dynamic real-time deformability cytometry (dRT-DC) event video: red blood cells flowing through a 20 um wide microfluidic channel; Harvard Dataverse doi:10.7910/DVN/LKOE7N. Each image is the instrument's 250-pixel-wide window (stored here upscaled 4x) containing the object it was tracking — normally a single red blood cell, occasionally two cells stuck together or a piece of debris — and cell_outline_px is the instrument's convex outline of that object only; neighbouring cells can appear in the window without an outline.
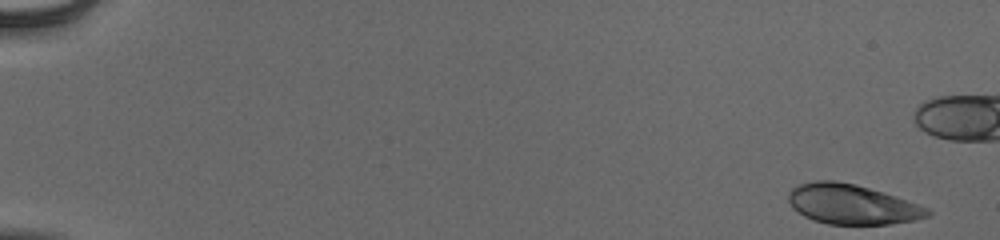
{"species": "human", "species_latin": "Homo sapiens", "temperature_condition": "cold", "stored_images_in_passage": 48, "camera_frame_rate_fps": 3000, "um_per_image_px": 0.085, "donor": {"sex": "male"}, "frame": {"image": 1, "passage_image": 1, "time_ms": 0.0, "image_size_px": [1000, 240], "cell_outline_px": [[932, 212], [928, 216], [916, 220], [888, 224], [828, 224], [812, 220], [804, 216], [792, 208], [788, 200], [788, 192], [792, 188], [800, 184], [816, 180], [836, 180], [856, 184], [884, 192], [896, 196], [928, 208]], "centroid_in_image_um": [72.39, 17.36], "position_along_channel_um": 12.6, "area_um2": 32.43}}
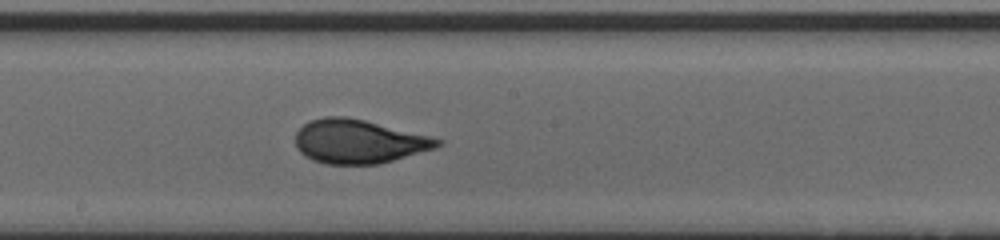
{"frame": {"image": 2, "passage_image": 31, "time_ms": 10.0, "image_size_px": [1000, 240], "cell_outline_px": [[444, 144], [436, 148], [380, 164], [324, 164], [312, 160], [304, 156], [296, 148], [296, 132], [308, 120], [324, 116], [348, 116], [444, 140]], "centroid_in_image_um": [30.46, 12.03], "position_along_channel_um": 217.7, "area_um2": 36.41}}
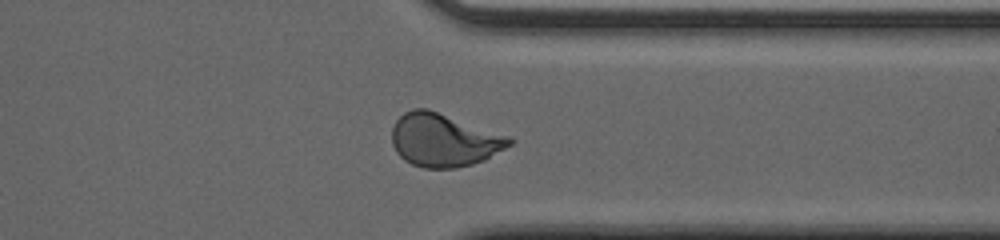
{"frame": {"image": 3, "passage_image": 43, "time_ms": 14.0, "image_size_px": [1000, 240], "cell_outline_px": [[516, 140], [512, 144], [484, 160], [472, 164], [456, 168], [424, 168], [412, 164], [404, 160], [396, 152], [392, 144], [392, 128], [396, 120], [404, 112], [412, 108], [428, 108], [512, 136]], "centroid_in_image_um": [37.75, 11.89], "position_along_channel_um": 373.7, "area_um2": 36.82}}